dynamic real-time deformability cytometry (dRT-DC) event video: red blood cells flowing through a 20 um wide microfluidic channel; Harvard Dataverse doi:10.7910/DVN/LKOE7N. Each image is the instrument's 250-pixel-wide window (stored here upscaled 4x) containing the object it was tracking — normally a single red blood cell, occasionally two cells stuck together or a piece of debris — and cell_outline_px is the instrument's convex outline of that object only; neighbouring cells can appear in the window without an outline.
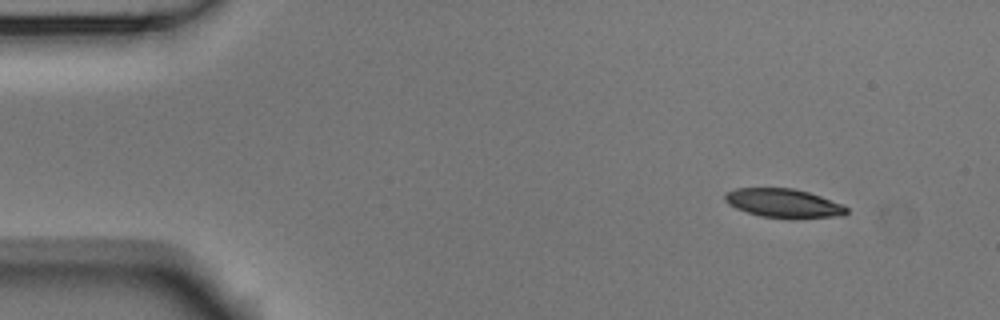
{"species": "Egyptian fruit bat (a non-hibernating species)", "species_latin": "Rousettus aegyptiacus", "temperature_condition": "room temperature", "stored_images_in_passage": 3, "camera_frame_rate_fps": 3000, "um_per_image_px": 0.085, "animal": {"sex": "male"}, "frame": {"image": 1, "passage_image": 1, "time_ms": 0.0, "image_size_px": [1000, 320], "cell_outline_px": [[848, 212], [844, 216], [760, 216], [736, 208], [728, 204], [724, 200], [724, 192], [736, 188], [792, 188], [808, 192], [820, 196], [840, 204], [848, 208]], "centroid_in_image_um": [66.52, 17.23], "position_along_channel_um": 18.5, "area_um2": 19.65}}